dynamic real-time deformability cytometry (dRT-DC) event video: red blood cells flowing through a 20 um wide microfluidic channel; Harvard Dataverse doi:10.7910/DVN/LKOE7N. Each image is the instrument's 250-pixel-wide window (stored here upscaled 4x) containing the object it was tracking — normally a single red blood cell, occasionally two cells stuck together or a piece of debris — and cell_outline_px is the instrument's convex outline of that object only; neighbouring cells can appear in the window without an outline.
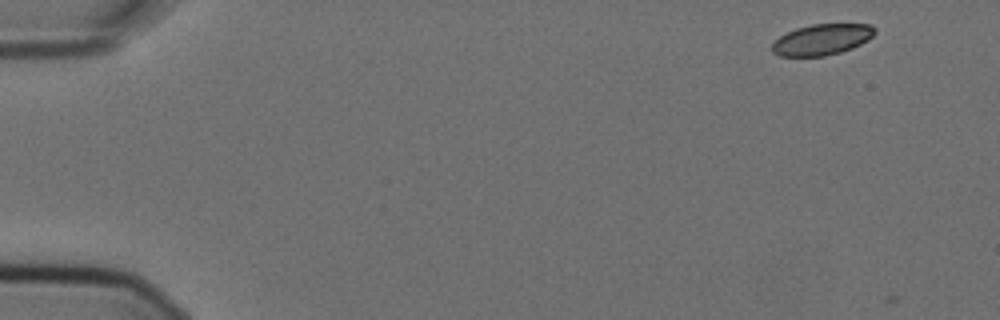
{"species": "Egyptian fruit bat (a non-hibernating species)", "species_latin": "Rousettus aegyptiacus", "temperature_condition": "cold", "stored_images_in_passage": 5, "camera_frame_rate_fps": 3000, "um_per_image_px": 0.085, "animal": {"sex": "female"}, "frame": {"image": 1, "passage_image": 1, "time_ms": 0.0, "image_size_px": [1000, 320], "cell_outline_px": [[876, 32], [868, 40], [852, 48], [840, 52], [824, 56], [780, 56], [772, 52], [772, 44], [780, 36], [796, 28], [812, 24], [868, 24], [876, 28]], "centroid_in_image_um": [69.87, 3.36], "position_along_channel_um": 15.1, "area_um2": 18.44}}